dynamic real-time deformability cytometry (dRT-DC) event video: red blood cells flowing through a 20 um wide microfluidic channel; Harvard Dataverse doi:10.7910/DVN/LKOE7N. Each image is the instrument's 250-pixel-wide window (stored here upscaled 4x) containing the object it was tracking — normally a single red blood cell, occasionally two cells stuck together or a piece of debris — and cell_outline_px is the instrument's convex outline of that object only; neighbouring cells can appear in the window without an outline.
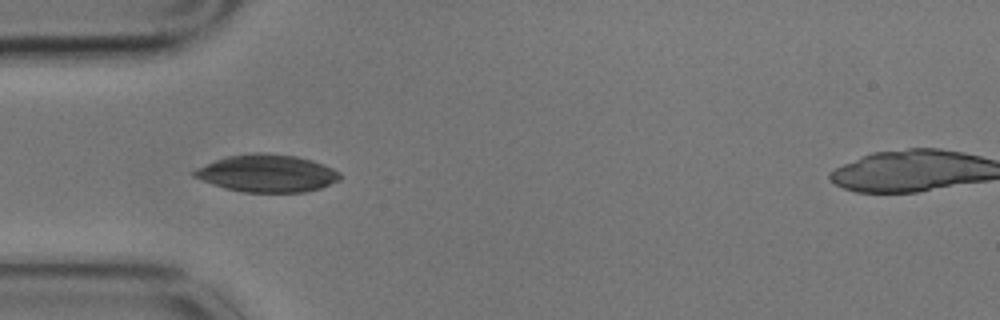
{"species": "common noctule bat (a hibernating species)", "species_latin": "Nyctalus noctula", "temperature_condition": "cold", "stored_images_in_passage": 45, "camera_frame_rate_fps": 3000, "um_per_image_px": 0.085, "animal": {"sex": "male", "body_mass_g": 17.9}, "frame": {"image": 1, "passage_image": 7, "time_ms": 2.0, "image_size_px": [1000, 320], "cell_outline_px": [[340, 180], [320, 188], [304, 192], [244, 192], [224, 188], [212, 184], [192, 176], [192, 172], [196, 168], [216, 160], [228, 156], [252, 152], [264, 152], [296, 156], [312, 160], [324, 164], [340, 172]], "centroid_in_image_um": [22.7, 14.73], "position_along_channel_um": 62.3, "area_um2": 31.85}, "authors_computed_cell_mechanics": {"area_um2": 16.5886, "velocity_mm_per_s": 3.4174, "shape_relaxation_time_tau1_ms": null, "shape_relaxation_time_tau2_ms": 2.4694, "deformation_change_tau1": null, "deformation_change_tau2": 0.0735}}